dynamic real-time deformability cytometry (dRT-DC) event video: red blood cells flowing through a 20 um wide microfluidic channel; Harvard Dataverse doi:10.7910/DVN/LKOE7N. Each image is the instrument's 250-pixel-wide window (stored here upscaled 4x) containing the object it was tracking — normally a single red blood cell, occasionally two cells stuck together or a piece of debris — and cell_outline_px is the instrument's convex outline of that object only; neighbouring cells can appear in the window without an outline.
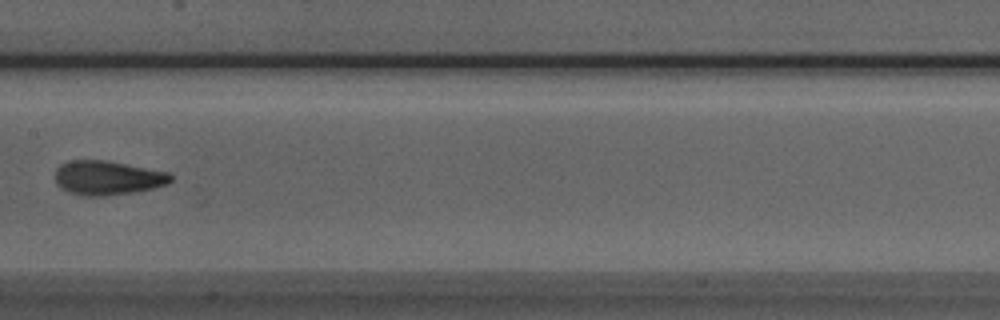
{"species": "Egyptian fruit bat (a non-hibernating species)", "species_latin": "Rousettus aegyptiacus", "temperature_condition": "room temperature", "stored_images_in_passage": 9, "camera_frame_rate_fps": 3000, "um_per_image_px": 0.085, "animal": {"sex": "male"}, "frame": {"image": 1, "passage_image": 8, "time_ms": 2.333, "image_size_px": [1000, 320], "cell_outline_px": [[172, 180], [168, 184], [136, 192], [104, 196], [84, 196], [68, 192], [56, 184], [56, 168], [60, 164], [68, 160], [104, 160], [168, 172], [172, 176]], "centroid_in_image_um": [9.12, 15.12], "position_along_channel_um": 198.3, "area_um2": 23.06}}
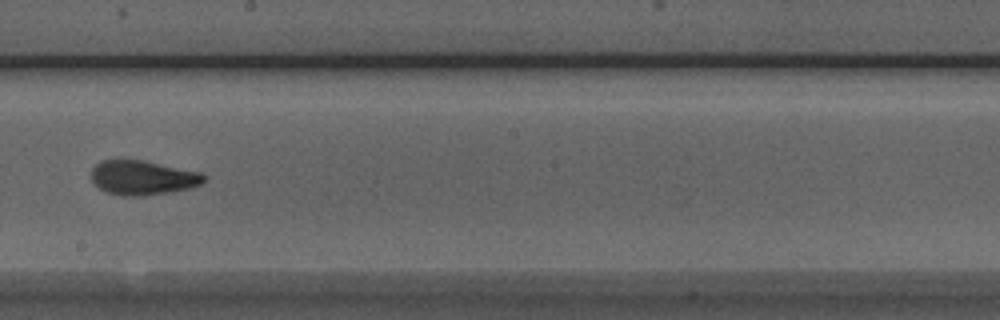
{"frame": {"image": 2, "passage_image": 9, "time_ms": 2.667, "image_size_px": [1000, 320], "cell_outline_px": [[208, 176], [200, 184], [188, 188], [168, 192], [144, 196], [120, 196], [108, 192], [100, 188], [92, 180], [92, 168], [100, 160], [144, 160], [200, 172]], "centroid_in_image_um": [12.13, 15.1], "position_along_channel_um": 236.1, "area_um2": 22.48}}